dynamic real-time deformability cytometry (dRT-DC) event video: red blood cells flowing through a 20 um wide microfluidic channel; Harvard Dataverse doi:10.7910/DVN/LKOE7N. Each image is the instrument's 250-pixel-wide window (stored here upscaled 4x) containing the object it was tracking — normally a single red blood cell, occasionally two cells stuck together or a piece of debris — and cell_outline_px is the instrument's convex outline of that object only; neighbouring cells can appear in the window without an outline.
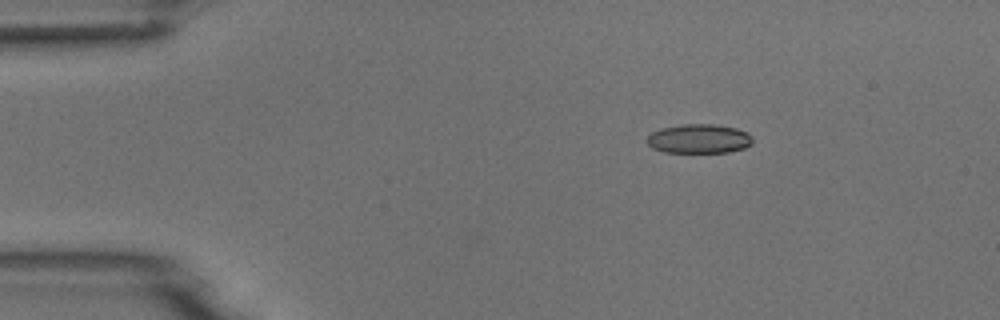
{"species": "common noctule bat (a hibernating species)", "species_latin": "Nyctalus noctula", "temperature_condition": "room temperature", "stored_images_in_passage": 5, "camera_frame_rate_fps": 3000, "um_per_image_px": 0.085, "animal": {"sex": "male", "body_mass_g": 18.8}, "frame": {"image": 1, "passage_image": 3, "time_ms": 2.667, "image_size_px": [1000, 320], "cell_outline_px": [[752, 144], [744, 148], [728, 152], [664, 152], [652, 148], [644, 140], [652, 132], [660, 128], [684, 124], [716, 124], [736, 128], [748, 132], [752, 136]], "centroid_in_image_um": [59.41, 11.79], "position_along_channel_um": 25.6, "area_um2": 18.15}}